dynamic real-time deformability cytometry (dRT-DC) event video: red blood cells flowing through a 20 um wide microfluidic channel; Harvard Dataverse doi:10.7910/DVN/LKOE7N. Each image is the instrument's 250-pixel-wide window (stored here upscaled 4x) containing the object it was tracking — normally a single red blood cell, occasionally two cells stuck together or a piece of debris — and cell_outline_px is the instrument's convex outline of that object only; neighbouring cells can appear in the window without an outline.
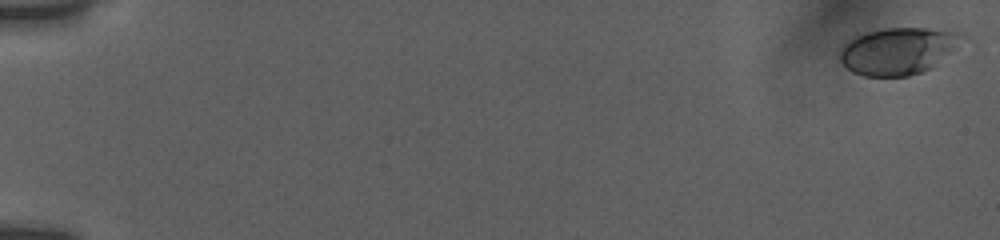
{"species": "human", "species_latin": "Homo sapiens", "temperature_condition": "room temperature", "stored_images_in_passage": 14, "camera_frame_rate_fps": 3000, "um_per_image_px": 0.085, "donor": {"sex": "female"}, "frame": {"image": 1, "passage_image": 1, "time_ms": 0.0, "image_size_px": [1000, 240], "cell_outline_px": [[972, 40], [932, 68], [908, 76], [864, 76], [852, 72], [840, 60], [840, 48], [852, 36], [884, 28], [928, 28], [964, 32]], "centroid_in_image_um": [76.5, 4.3], "position_along_channel_um": 8.5, "area_um2": 34.56}}